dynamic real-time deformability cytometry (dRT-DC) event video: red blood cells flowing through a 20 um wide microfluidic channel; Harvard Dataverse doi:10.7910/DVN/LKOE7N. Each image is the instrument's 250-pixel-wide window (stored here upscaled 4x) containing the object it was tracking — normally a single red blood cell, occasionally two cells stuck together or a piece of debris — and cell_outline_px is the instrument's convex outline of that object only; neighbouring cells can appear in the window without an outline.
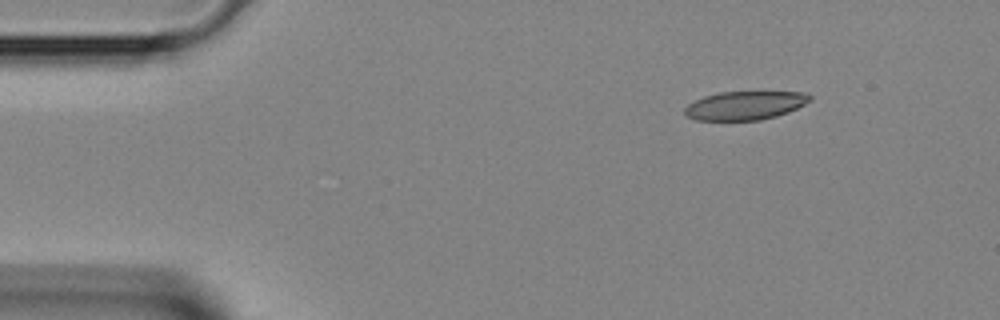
{"species": "Egyptian fruit bat (a non-hibernating species)", "species_latin": "Rousettus aegyptiacus", "temperature_condition": "room temperature", "stored_images_in_passage": 2, "camera_frame_rate_fps": 3000, "um_per_image_px": 0.085, "animal": {"sex": "female"}, "frame": {"image": 1, "passage_image": 2, "time_ms": 0.333, "image_size_px": [1000, 320], "cell_outline_px": [[812, 100], [788, 112], [776, 116], [760, 120], [696, 120], [688, 116], [684, 112], [684, 108], [688, 104], [704, 96], [720, 92], [808, 92], [812, 96]], "centroid_in_image_um": [63.35, 8.96], "position_along_channel_um": 21.7, "area_um2": 20.81}}